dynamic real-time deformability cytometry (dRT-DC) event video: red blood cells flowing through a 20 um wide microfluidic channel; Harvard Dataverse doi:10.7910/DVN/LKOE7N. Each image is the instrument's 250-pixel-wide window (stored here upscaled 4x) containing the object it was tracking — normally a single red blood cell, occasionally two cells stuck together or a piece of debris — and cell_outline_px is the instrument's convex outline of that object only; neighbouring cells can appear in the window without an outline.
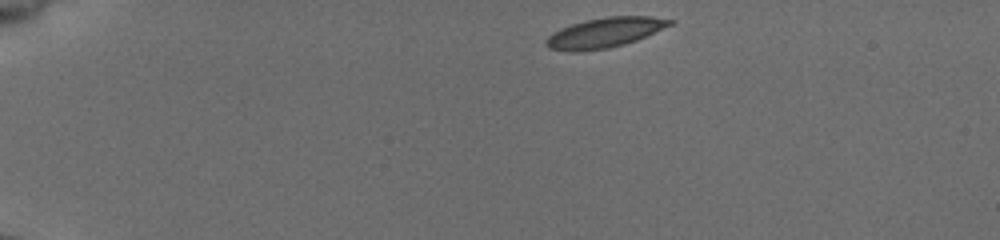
{"species": "common noctule bat (a hibernating species)", "species_latin": "Nyctalus noctula", "temperature_condition": "cold", "stored_images_in_passage": 44, "camera_frame_rate_fps": 3000, "um_per_image_px": 0.085, "animal": {"sex": "female", "body_mass_g": 19.5, "forearm_length_mm": 54.1}, "frame": {"image": 1, "passage_image": 1, "time_ms": 0.0, "image_size_px": [1000, 240], "cell_outline_px": [[676, 20], [672, 24], [636, 40], [624, 44], [608, 48], [580, 52], [572, 52], [548, 48], [544, 44], [544, 40], [552, 32], [560, 28], [584, 20], [604, 16], [652, 16]], "centroid_in_image_um": [51.35, 2.77], "position_along_channel_um": 33.6, "area_um2": 21.79}}
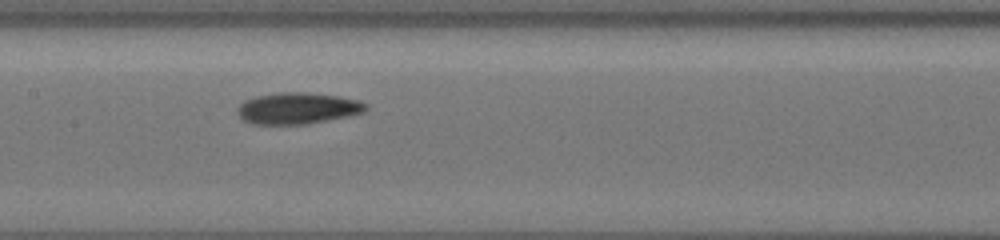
{"frame": {"image": 2, "passage_image": 19, "time_ms": 6.0, "image_size_px": [1000, 240], "cell_outline_px": [[368, 108], [364, 112], [348, 116], [308, 124], [252, 124], [244, 120], [236, 112], [236, 108], [244, 100], [256, 96], [280, 92], [304, 92], [336, 96], [360, 100], [368, 104]], "centroid_in_image_um": [25.3, 9.2], "position_along_channel_um": 182.1, "area_um2": 23.58}}
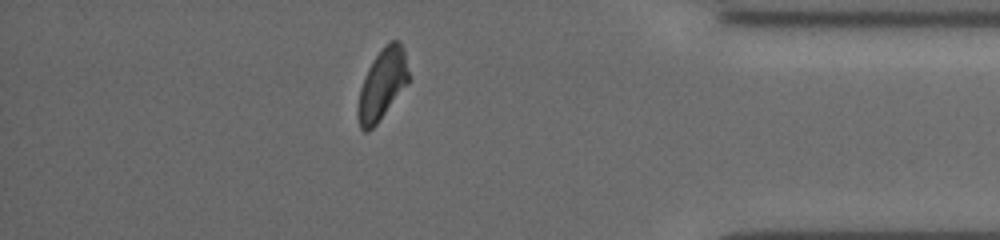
{"frame": {"image": 3, "passage_image": 38, "time_ms": 12.333, "image_size_px": [1000, 240], "cell_outline_px": [[408, 84], [376, 124], [368, 132], [364, 132], [360, 128], [360, 88], [368, 68], [372, 60], [388, 40], [396, 40], [400, 44], [404, 52], [408, 72]], "centroid_in_image_um": [32.51, 7.13], "position_along_channel_um": 402.7, "area_um2": 20.17}, "authors_computed_cell_mechanics": {"area_um2": 22.0218, "velocity_mm_per_s": 3.8627, "shape_relaxation_time_tau1_ms": 2.9749, "shape_relaxation_time_tau2_ms": 3.5279, "deformation_change_tau1": 0.1426, "deformation_change_tau2": 0.093}}